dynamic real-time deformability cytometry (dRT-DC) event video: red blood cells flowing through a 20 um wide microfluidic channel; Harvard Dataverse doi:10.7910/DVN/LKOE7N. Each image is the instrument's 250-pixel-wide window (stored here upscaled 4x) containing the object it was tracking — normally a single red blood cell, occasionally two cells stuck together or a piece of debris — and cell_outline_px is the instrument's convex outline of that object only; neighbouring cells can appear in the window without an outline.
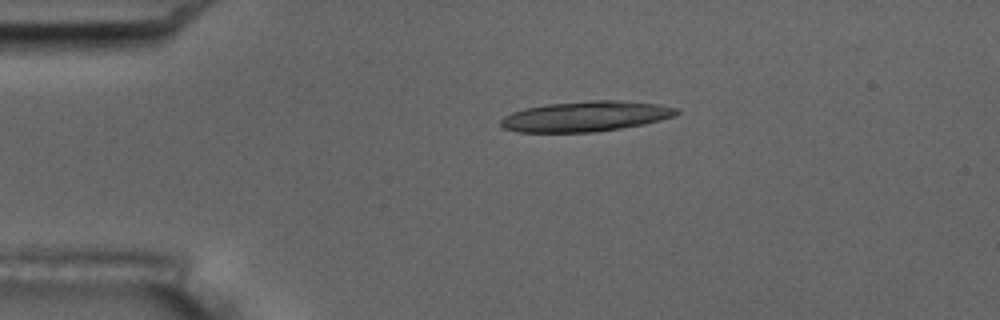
{"species": "common noctule bat (a hibernating species)", "species_latin": "Nyctalus noctula", "temperature_condition": "room temperature", "stored_images_in_passage": 6, "camera_frame_rate_fps": 3000, "um_per_image_px": 0.085, "animal": {"sex": "male", "body_mass_g": 17.5, "forearm_length_mm": 52.3}, "frame": {"image": 1, "passage_image": 4, "time_ms": 3.333, "image_size_px": [1000, 320], "cell_outline_px": [[680, 112], [676, 116], [644, 124], [620, 128], [592, 132], [516, 132], [504, 128], [500, 124], [500, 120], [504, 116], [512, 112], [524, 108], [548, 104], [588, 100], [624, 100], [660, 104], [680, 108]], "centroid_in_image_um": [49.82, 9.88], "position_along_channel_um": 35.2, "area_um2": 31.33}}